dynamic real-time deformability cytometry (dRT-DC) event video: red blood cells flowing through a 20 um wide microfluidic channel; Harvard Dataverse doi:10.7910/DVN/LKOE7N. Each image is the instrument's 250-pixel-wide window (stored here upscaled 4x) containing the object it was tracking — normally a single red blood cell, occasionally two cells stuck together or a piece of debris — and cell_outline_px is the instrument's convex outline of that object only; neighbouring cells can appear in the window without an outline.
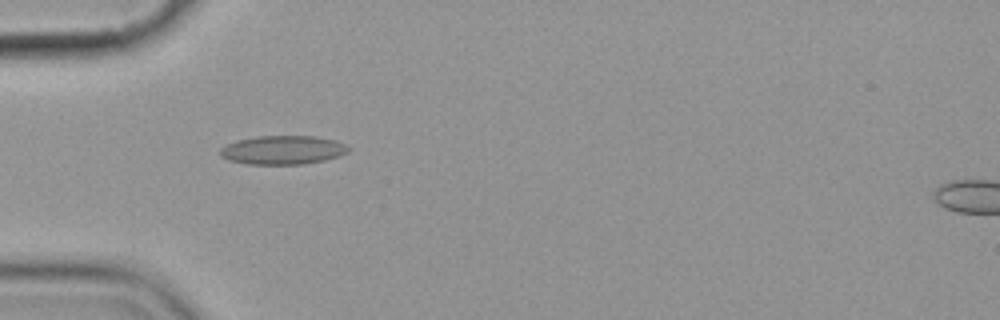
{"species": "common noctule bat (a hibernating species)", "species_latin": "Nyctalus noctula", "temperature_condition": "cold", "stored_images_in_passage": 6, "camera_frame_rate_fps": 3000, "um_per_image_px": 0.085, "animal": {"sex": "female", "body_mass_g": 19.9}, "frame": {"image": 1, "passage_image": 5, "time_ms": 4.667, "image_size_px": [1000, 320], "cell_outline_px": [[352, 148], [348, 152], [340, 156], [324, 160], [304, 164], [248, 164], [228, 160], [220, 156], [220, 148], [236, 140], [260, 136], [312, 136], [336, 140]], "centroid_in_image_um": [24.05, 12.75], "position_along_channel_um": 60.9, "area_um2": 21.56}}
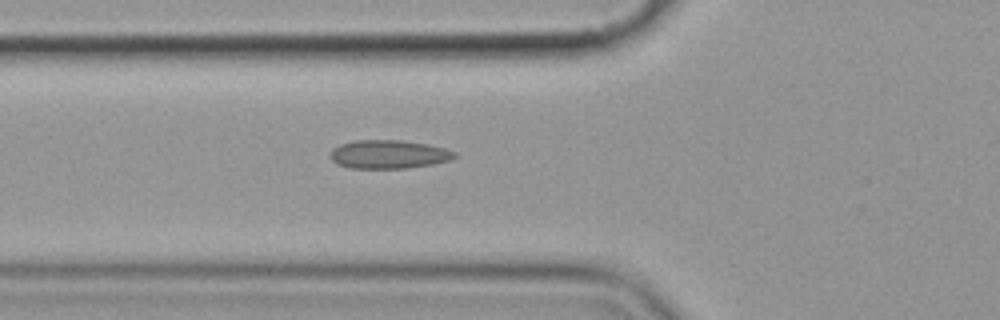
{"frame": {"image": 2, "passage_image": 6, "time_ms": 5.667, "image_size_px": [1000, 320], "cell_outline_px": [[460, 156], [448, 160], [432, 164], [404, 168], [348, 168], [336, 164], [332, 160], [332, 148], [340, 144], [356, 140], [400, 140], [428, 144], [444, 148], [456, 152]], "centroid_in_image_um": [33.05, 13.11], "position_along_channel_um": 92.8, "area_um2": 20.63}}